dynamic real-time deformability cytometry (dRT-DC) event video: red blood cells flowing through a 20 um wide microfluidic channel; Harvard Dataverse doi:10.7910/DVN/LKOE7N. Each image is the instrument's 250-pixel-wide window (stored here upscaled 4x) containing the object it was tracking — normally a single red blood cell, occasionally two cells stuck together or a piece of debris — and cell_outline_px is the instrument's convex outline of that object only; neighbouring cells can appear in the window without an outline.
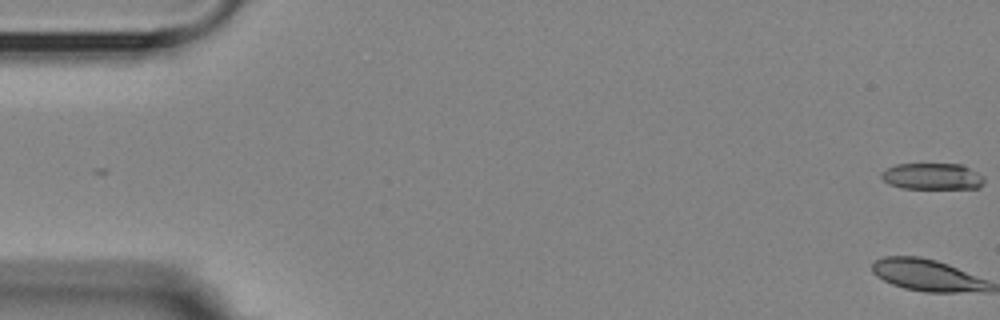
{"species": "Egyptian fruit bat (a non-hibernating species)", "species_latin": "Rousettus aegyptiacus", "temperature_condition": "room temperature", "stored_images_in_passage": 4, "camera_frame_rate_fps": 3000, "um_per_image_px": 0.085, "animal": {"sex": "female"}, "frame": {"image": 1, "passage_image": 1, "time_ms": 0.0, "image_size_px": [1000, 320], "cell_outline_px": [[984, 180], [980, 188], [900, 188], [888, 184], [880, 176], [880, 172], [896, 164], [964, 164], [984, 176]], "centroid_in_image_um": [79.25, 14.99], "position_along_channel_um": 5.7, "area_um2": 15.95}}